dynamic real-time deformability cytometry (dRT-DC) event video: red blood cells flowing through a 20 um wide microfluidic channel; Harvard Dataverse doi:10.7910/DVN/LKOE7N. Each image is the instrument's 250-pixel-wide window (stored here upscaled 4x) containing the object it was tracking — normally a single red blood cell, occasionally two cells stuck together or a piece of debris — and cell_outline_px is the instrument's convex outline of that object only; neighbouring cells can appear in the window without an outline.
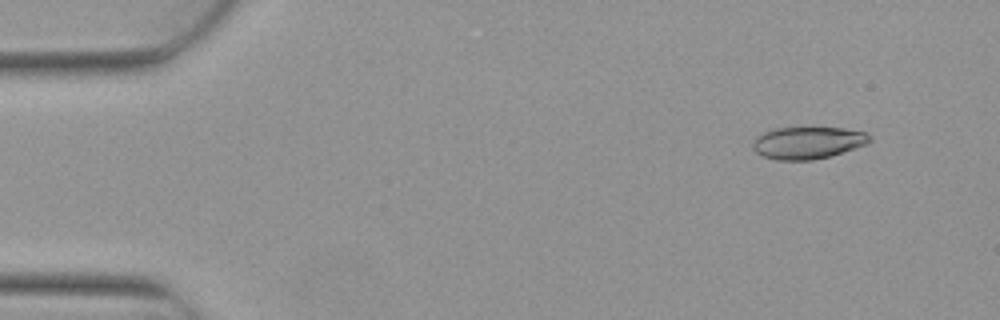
{"species": "Egyptian fruit bat (a non-hibernating species)", "species_latin": "Rousettus aegyptiacus", "temperature_condition": "warm", "stored_images_in_passage": 5, "camera_frame_rate_fps": 3000, "um_per_image_px": 0.085, "animal": {"sex": "female"}, "frame": {"image": 1, "passage_image": 2, "time_ms": 0.333, "image_size_px": [1000, 320], "cell_outline_px": [[872, 140], [868, 144], [832, 156], [812, 160], [776, 160], [764, 156], [756, 152], [752, 148], [752, 144], [756, 136], [764, 132], [776, 128], [844, 128], [864, 132], [872, 136]], "centroid_in_image_um": [68.69, 12.14], "position_along_channel_um": 16.3, "area_um2": 22.02}}
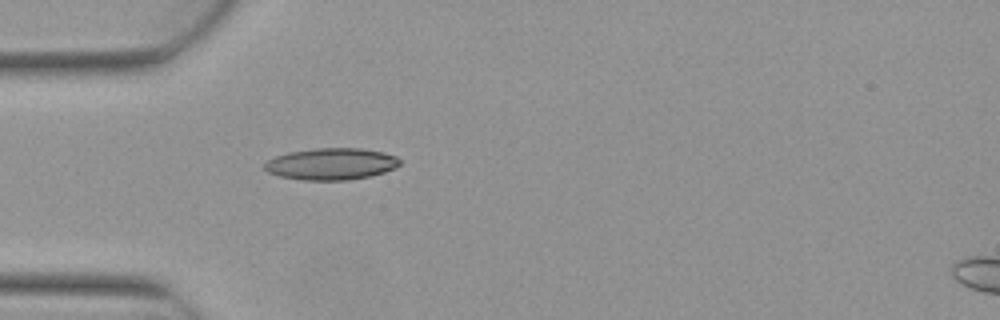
{"frame": {"image": 2, "passage_image": 5, "time_ms": 1.333, "image_size_px": [1000, 320], "cell_outline_px": [[400, 164], [384, 172], [372, 176], [348, 180], [304, 180], [280, 176], [268, 172], [264, 168], [264, 164], [268, 160], [276, 156], [288, 152], [316, 148], [360, 148], [380, 152], [396, 156], [400, 160]], "centroid_in_image_um": [28.14, 13.94], "position_along_channel_um": 56.9, "area_um2": 24.85}}